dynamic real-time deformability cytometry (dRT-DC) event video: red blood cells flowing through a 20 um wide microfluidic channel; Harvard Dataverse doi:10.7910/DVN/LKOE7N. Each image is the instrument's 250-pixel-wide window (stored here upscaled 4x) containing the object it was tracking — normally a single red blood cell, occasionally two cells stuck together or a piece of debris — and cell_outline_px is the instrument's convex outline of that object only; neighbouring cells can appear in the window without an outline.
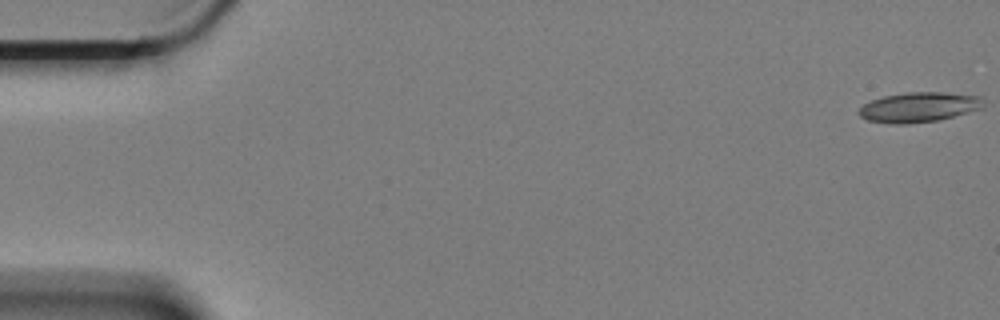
{"species": "Egyptian fruit bat (a non-hibernating species)", "species_latin": "Rousettus aegyptiacus", "temperature_condition": "cold", "stored_images_in_passage": 8, "camera_frame_rate_fps": 3000, "um_per_image_px": 0.085, "animal": {"sex": "female"}, "frame": {"image": 1, "passage_image": 1, "time_ms": 0.0, "image_size_px": [1000, 320], "cell_outline_px": [[984, 108], [940, 120], [908, 124], [892, 124], [868, 120], [860, 116], [856, 112], [864, 104], [872, 100], [884, 96], [908, 92], [940, 92], [984, 96]], "centroid_in_image_um": [78.15, 9.11], "position_along_channel_um": 6.8, "area_um2": 21.96}}
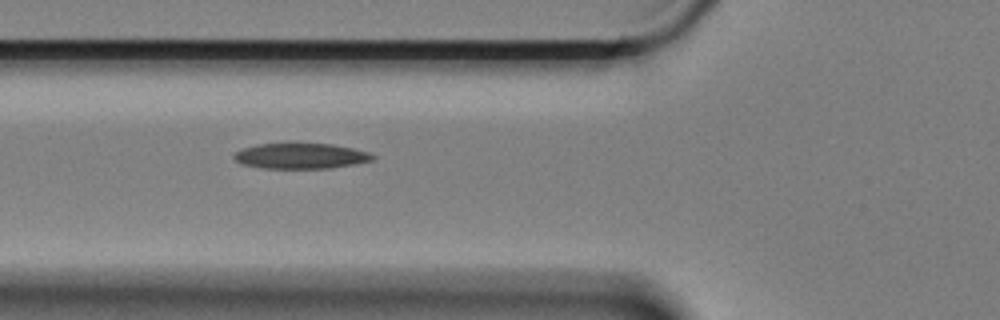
{"frame": {"image": 2, "passage_image": 6, "time_ms": 1.667, "image_size_px": [1000, 320], "cell_outline_px": [[376, 156], [372, 160], [352, 164], [328, 168], [264, 168], [240, 164], [232, 156], [236, 152], [244, 148], [256, 144], [288, 140], [332, 144], [352, 148], [368, 152]], "centroid_in_image_um": [25.5, 13.2], "position_along_channel_um": 100.3, "area_um2": 21.39}}
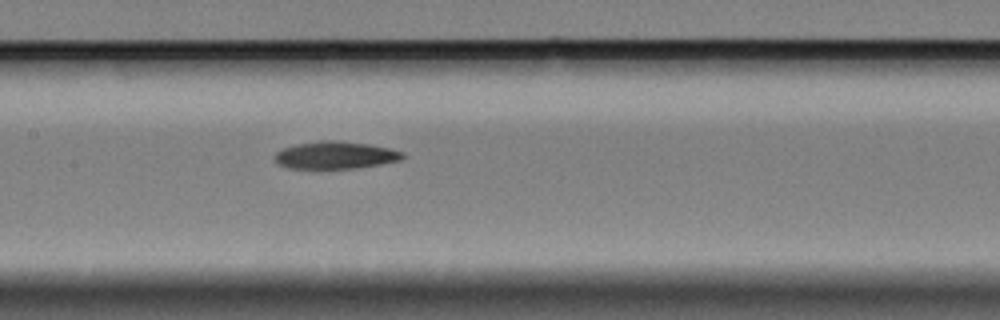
{"frame": {"image": 3, "passage_image": 8, "time_ms": 2.333, "image_size_px": [1000, 320], "cell_outline_px": [[404, 156], [400, 160], [380, 164], [356, 168], [288, 168], [280, 164], [276, 160], [276, 152], [284, 148], [296, 144], [320, 140], [336, 140], [368, 144], [388, 148], [404, 152]], "centroid_in_image_um": [28.52, 13.18], "position_along_channel_um": 178.9, "area_um2": 20.17}}